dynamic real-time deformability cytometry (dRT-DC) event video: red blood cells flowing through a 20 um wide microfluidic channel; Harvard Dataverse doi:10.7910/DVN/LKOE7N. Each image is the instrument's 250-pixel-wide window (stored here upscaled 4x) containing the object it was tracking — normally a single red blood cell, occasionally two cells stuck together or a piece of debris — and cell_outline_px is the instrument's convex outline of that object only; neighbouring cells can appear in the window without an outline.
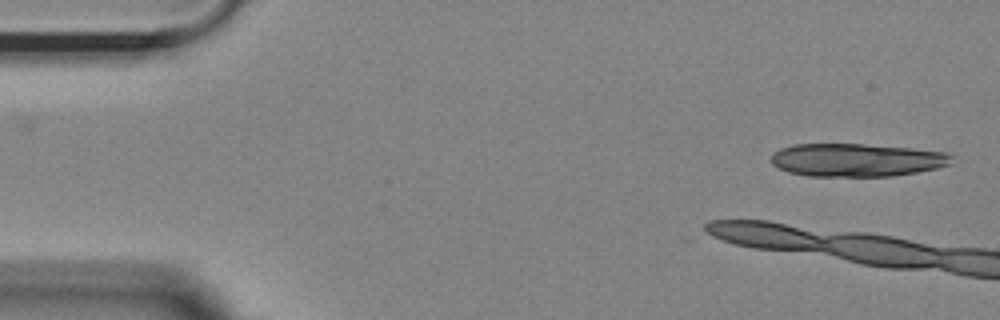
{"species": "Egyptian fruit bat (a non-hibernating species)", "species_latin": "Rousettus aegyptiacus", "temperature_condition": "room temperature", "stored_images_in_passage": 9, "camera_frame_rate_fps": 3000, "um_per_image_px": 0.085, "animal": {"sex": "female"}, "frame": {"image": 1, "passage_image": 1, "time_ms": 0.0, "image_size_px": [1000, 320], "cell_outline_px": [[956, 156], [952, 164], [940, 168], [892, 176], [808, 176], [788, 172], [772, 164], [768, 160], [772, 152], [780, 148], [792, 144], [864, 144], [912, 148], [948, 152]], "centroid_in_image_um": [72.84, 13.59], "position_along_channel_um": 12.2, "area_um2": 35.43}}